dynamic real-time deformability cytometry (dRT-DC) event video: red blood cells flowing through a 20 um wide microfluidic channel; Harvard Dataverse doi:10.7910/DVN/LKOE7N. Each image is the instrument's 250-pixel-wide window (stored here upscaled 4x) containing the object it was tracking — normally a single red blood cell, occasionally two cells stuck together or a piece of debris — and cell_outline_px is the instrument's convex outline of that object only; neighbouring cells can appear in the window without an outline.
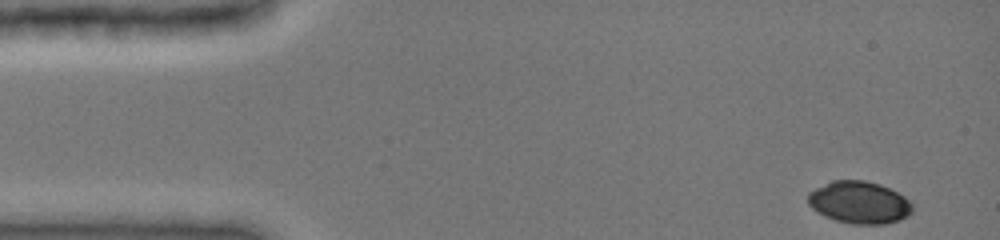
{"species": "common noctule bat (a hibernating species)", "species_latin": "Nyctalus noctula", "temperature_condition": "cold", "stored_images_in_passage": 50, "camera_frame_rate_fps": 3000, "um_per_image_px": 0.085, "animal": {"sex": "female", "body_mass_g": 19.0, "forearm_length_mm": 51.5}, "frame": {"image": 1, "passage_image": 1, "time_ms": 0.0, "image_size_px": [1000, 240], "cell_outline_px": [[912, 212], [908, 216], [900, 220], [884, 224], [852, 224], [836, 220], [824, 216], [812, 208], [808, 204], [808, 192], [832, 180], [864, 180], [880, 184], [904, 196], [912, 204]], "centroid_in_image_um": [73.03, 17.21], "position_along_channel_um": 12.0, "area_um2": 25.72}}
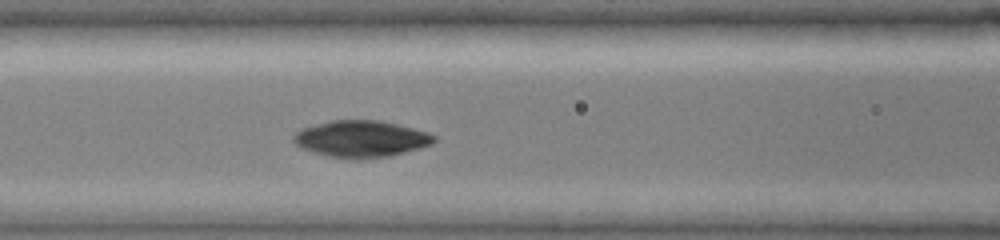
{"frame": {"image": 2, "passage_image": 25, "time_ms": 5.667, "image_size_px": [1000, 240], "cell_outline_px": [[436, 140], [432, 144], [420, 148], [388, 156], [360, 160], [328, 156], [312, 152], [296, 144], [292, 140], [292, 136], [300, 128], [332, 120], [380, 120], [428, 132], [436, 136]], "centroid_in_image_um": [30.68, 11.8], "position_along_channel_um": 135.9, "area_um2": 30.06}}
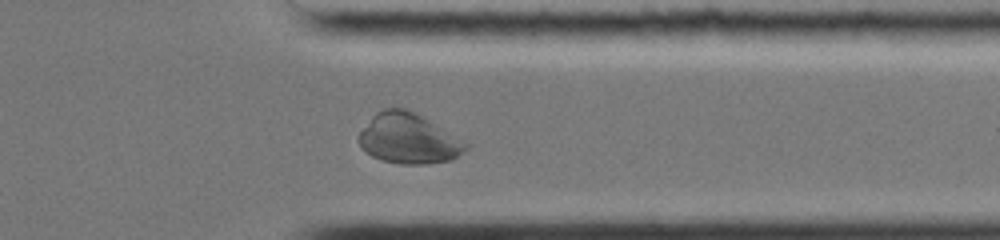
{"frame": {"image": 3, "passage_image": 44, "time_ms": 11.667, "image_size_px": [1000, 240], "cell_outline_px": [[468, 148], [452, 160], [424, 164], [400, 164], [380, 160], [364, 152], [356, 140], [356, 136], [372, 116], [376, 112], [384, 108], [404, 108], [416, 112], [468, 144]], "centroid_in_image_um": [34.66, 11.78], "position_along_channel_um": 376.7, "area_um2": 31.44}, "authors_computed_cell_mechanics": {"area_um2": 29.7959, "velocity_mm_per_s": 4.0072, "shape_relaxation_time_tau1_ms": null, "shape_relaxation_time_tau2_ms": 3.0604, "deformation_change_tau1": null, "deformation_change_tau2": 0.0434}}